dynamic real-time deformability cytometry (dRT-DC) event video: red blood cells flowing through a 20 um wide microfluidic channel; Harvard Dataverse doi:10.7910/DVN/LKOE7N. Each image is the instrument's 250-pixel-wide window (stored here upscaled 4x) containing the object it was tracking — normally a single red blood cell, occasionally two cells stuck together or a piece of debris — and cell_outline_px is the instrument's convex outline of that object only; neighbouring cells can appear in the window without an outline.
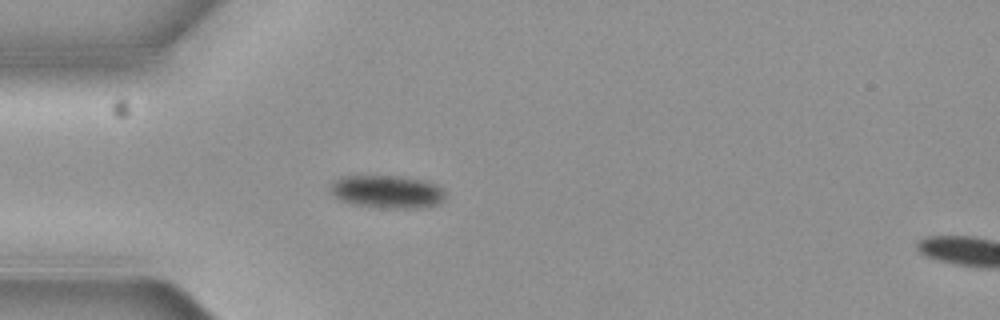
{"species": "common noctule bat (a hibernating species)", "species_latin": "Nyctalus noctula", "temperature_condition": "cold", "stored_images_in_passage": 4, "segment_of_instrument_passage": [1, 2], "camera_frame_rate_fps": 3000, "um_per_image_px": 0.085, "animal": {"sex": "female", "body_mass_g": 19.3, "forearm_length_mm": 54.1}, "frame": {"image": 1, "passage_image": 3, "time_ms": 0.667, "image_size_px": [1000, 320], "cell_outline_px": [[444, 200], [436, 204], [420, 208], [388, 208], [352, 204], [340, 200], [328, 188], [332, 180], [344, 176], [400, 176], [428, 180], [436, 184], [444, 192]], "centroid_in_image_um": [32.9, 16.28], "position_along_channel_um": 52.1, "area_um2": 22.14}}